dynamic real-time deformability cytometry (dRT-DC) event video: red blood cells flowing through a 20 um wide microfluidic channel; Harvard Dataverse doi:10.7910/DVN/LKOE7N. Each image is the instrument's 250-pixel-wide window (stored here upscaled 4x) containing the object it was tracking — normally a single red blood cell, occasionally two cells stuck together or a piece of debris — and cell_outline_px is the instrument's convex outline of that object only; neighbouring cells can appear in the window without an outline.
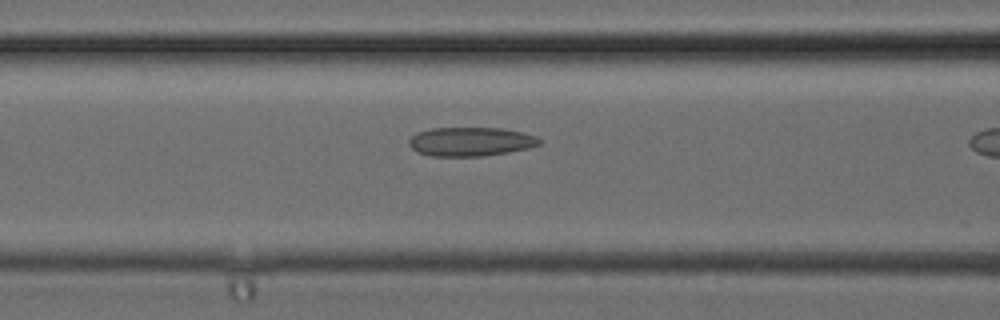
{"species": "common noctule bat (a hibernating species)", "species_latin": "Nyctalus noctula", "temperature_condition": "cold", "stored_images_in_passage": 9, "camera_frame_rate_fps": 3000, "um_per_image_px": 0.085, "animal": {"sex": "female", "body_mass_g": 24.6, "forearm_length_mm": 56.2}, "frame": {"image": 1, "passage_image": 8, "time_ms": 2.333, "image_size_px": [1000, 320], "cell_outline_px": [[540, 144], [528, 148], [508, 152], [484, 156], [432, 156], [416, 152], [408, 144], [408, 140], [416, 132], [432, 128], [504, 128], [536, 136], [540, 140]], "centroid_in_image_um": [39.97, 12.04], "position_along_channel_um": 126.6, "area_um2": 22.02}}